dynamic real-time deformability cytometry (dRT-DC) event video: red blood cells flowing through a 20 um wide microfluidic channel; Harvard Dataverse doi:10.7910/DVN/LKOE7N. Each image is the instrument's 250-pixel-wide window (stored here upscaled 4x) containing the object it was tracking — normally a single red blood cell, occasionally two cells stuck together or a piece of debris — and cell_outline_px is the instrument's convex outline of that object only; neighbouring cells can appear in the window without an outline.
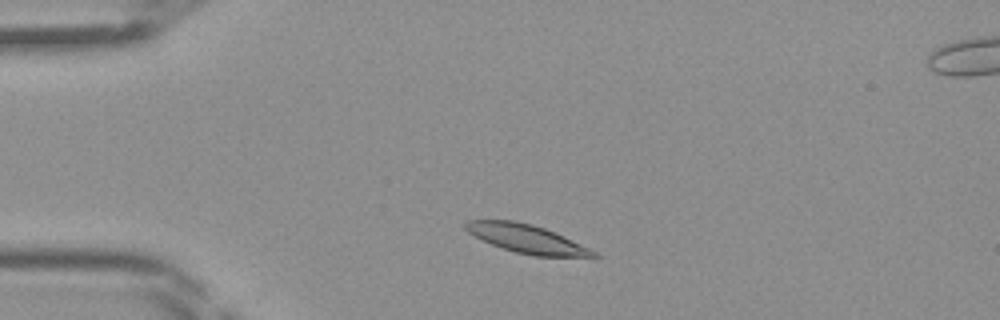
{"species": "Egyptian fruit bat (a non-hibernating species)", "species_latin": "Rousettus aegyptiacus", "temperature_condition": "room temperature", "stored_images_in_passage": 40, "camera_frame_rate_fps": 3000, "um_per_image_px": 0.085, "frame": {"image": 1, "passage_image": 5, "time_ms": 1.333, "image_size_px": [1000, 320], "cell_outline_px": [[600, 256], [536, 256], [516, 252], [492, 244], [468, 232], [464, 228], [464, 224], [468, 220], [516, 220], [532, 224], [544, 228], [564, 236], [596, 252]], "centroid_in_image_um": [44.73, 20.27], "position_along_channel_um": 40.3, "area_um2": 20.75}}
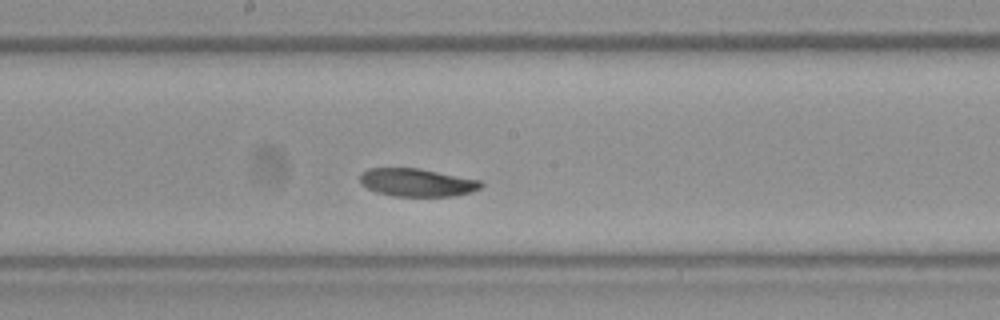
{"frame": {"image": 2, "passage_image": 19, "time_ms": 6.0, "image_size_px": [1000, 320], "cell_outline_px": [[484, 184], [480, 188], [472, 192], [452, 196], [392, 196], [376, 192], [360, 184], [360, 172], [368, 168], [420, 168], [480, 180]], "centroid_in_image_um": [35.42, 15.51], "position_along_channel_um": 212.8, "area_um2": 19.88}}
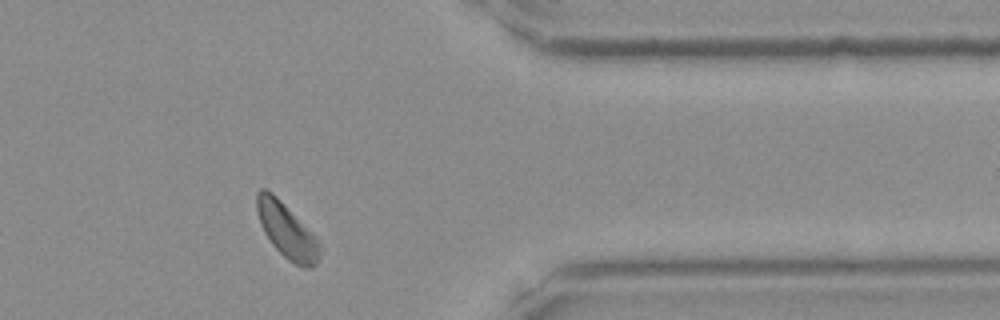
{"frame": {"image": 3, "passage_image": 32, "time_ms": 10.333, "image_size_px": [1000, 320], "cell_outline_px": [[320, 248], [316, 264], [312, 268], [304, 268], [288, 260], [272, 244], [264, 232], [260, 224], [256, 212], [256, 192], [260, 188], [264, 188], [272, 192], [316, 236]], "centroid_in_image_um": [24.34, 19.58], "position_along_channel_um": 387.1, "area_um2": 19.94}}